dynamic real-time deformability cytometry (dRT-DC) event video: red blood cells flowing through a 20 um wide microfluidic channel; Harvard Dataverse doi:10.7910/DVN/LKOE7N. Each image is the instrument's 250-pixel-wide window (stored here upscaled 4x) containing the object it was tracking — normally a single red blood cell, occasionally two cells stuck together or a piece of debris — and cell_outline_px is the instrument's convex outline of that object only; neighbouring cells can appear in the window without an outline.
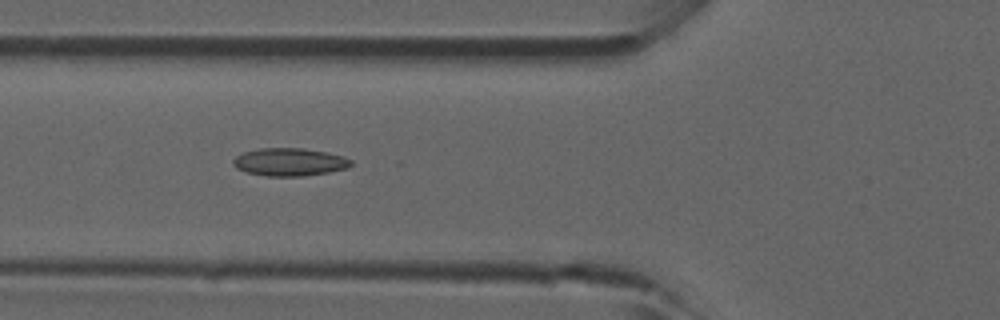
{"species": "common noctule bat (a hibernating species)", "species_latin": "Nyctalus noctula", "temperature_condition": "room temperature", "stored_images_in_passage": 6, "camera_frame_rate_fps": 3000, "um_per_image_px": 0.085, "animal": {"sex": "male", "forearm_length_mm": 52.5}, "frame": {"image": 1, "passage_image": 5, "time_ms": 1.333, "image_size_px": [1000, 320], "cell_outline_px": [[352, 164], [348, 168], [328, 172], [304, 176], [268, 176], [244, 172], [236, 168], [232, 164], [232, 160], [236, 156], [244, 152], [260, 148], [304, 148], [328, 152], [344, 156], [352, 160]], "centroid_in_image_um": [24.61, 13.77], "position_along_channel_um": 101.2, "area_um2": 19.31}}
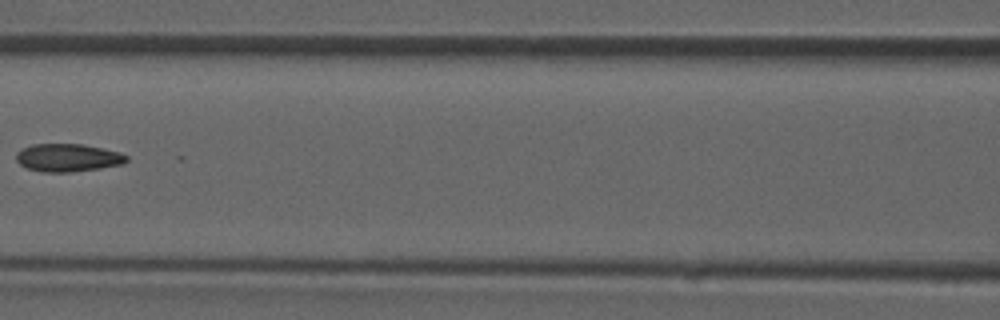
{"frame": {"image": 2, "passage_image": 6, "time_ms": 1.667, "image_size_px": [1000, 320], "cell_outline_px": [[128, 160], [124, 164], [100, 168], [72, 172], [44, 172], [28, 168], [20, 164], [16, 160], [16, 152], [32, 144], [84, 144], [120, 152], [128, 156]], "centroid_in_image_um": [5.79, 13.4], "position_along_channel_um": 160.8, "area_um2": 17.98}}